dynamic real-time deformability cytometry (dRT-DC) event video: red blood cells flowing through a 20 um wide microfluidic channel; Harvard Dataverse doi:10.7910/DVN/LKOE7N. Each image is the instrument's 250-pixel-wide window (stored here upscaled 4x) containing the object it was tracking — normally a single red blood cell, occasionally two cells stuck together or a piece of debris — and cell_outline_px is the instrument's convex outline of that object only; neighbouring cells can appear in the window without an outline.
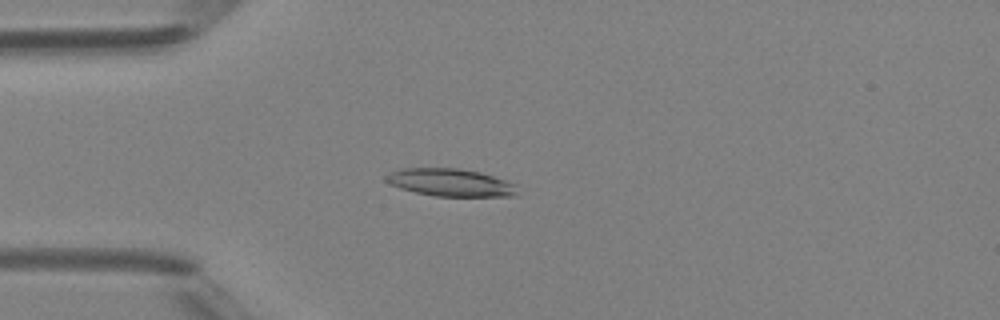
{"species": "Egyptian fruit bat (a non-hibernating species)", "species_latin": "Rousettus aegyptiacus", "temperature_condition": "room temperature", "stored_images_in_passage": 3, "camera_frame_rate_fps": 3000, "um_per_image_px": 0.085, "animal": {"sex": "female"}, "frame": {"image": 1, "passage_image": 3, "time_ms": 2.333, "image_size_px": [1000, 320], "cell_outline_px": [[516, 196], [436, 196], [416, 192], [400, 188], [384, 180], [384, 176], [388, 172], [400, 168], [460, 168], [480, 172], [516, 184]], "centroid_in_image_um": [38.25, 15.5], "position_along_channel_um": 46.8, "area_um2": 21.1}}